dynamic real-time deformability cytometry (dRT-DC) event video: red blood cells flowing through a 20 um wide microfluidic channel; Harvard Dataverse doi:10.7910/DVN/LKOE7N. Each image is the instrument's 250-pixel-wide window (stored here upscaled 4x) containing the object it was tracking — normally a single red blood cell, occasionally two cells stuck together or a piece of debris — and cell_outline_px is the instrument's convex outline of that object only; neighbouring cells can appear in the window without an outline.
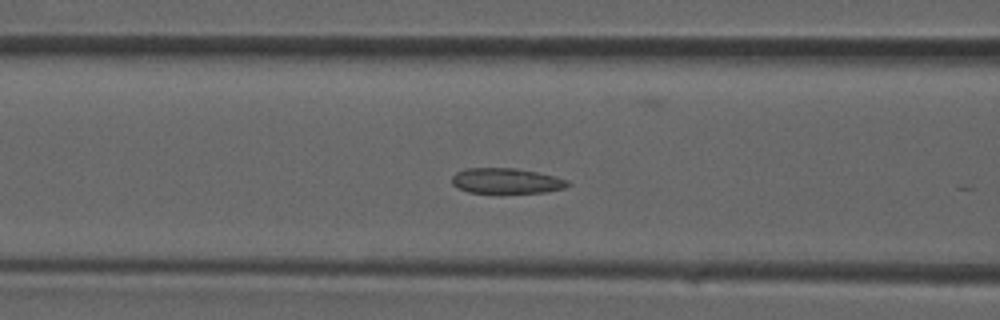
{"species": "common noctule bat (a hibernating species)", "species_latin": "Nyctalus noctula", "temperature_condition": "room temperature", "stored_images_in_passage": 7, "camera_frame_rate_fps": 3000, "um_per_image_px": 0.085, "animal": {"sex": "male", "forearm_length_mm": 52.5}, "frame": {"image": 1, "passage_image": 6, "time_ms": 1.667, "image_size_px": [1000, 320], "cell_outline_px": [[572, 184], [564, 188], [544, 192], [468, 192], [452, 184], [452, 176], [456, 172], [464, 168], [516, 168], [556, 176], [568, 180]], "centroid_in_image_um": [43.05, 15.36], "position_along_channel_um": 123.5, "area_um2": 16.99}}